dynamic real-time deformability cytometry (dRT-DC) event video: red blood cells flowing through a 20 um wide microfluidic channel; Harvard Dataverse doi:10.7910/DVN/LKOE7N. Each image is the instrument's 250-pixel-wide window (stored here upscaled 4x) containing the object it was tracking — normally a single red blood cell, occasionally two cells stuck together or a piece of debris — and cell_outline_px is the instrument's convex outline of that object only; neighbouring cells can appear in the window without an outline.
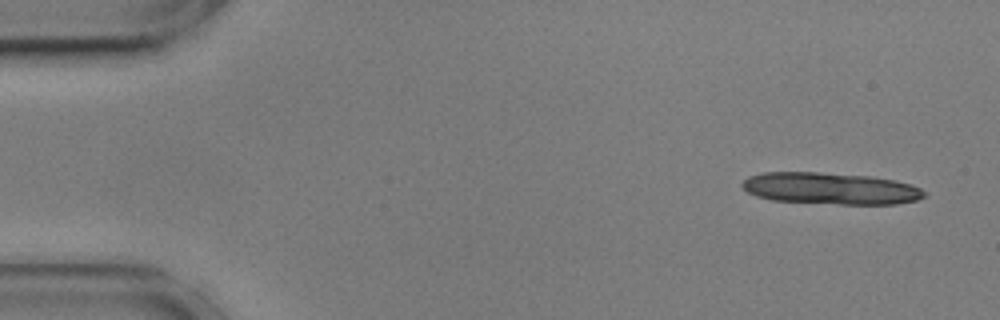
{"species": "common noctule bat (a hibernating species)", "species_latin": "Nyctalus noctula", "temperature_condition": "cold", "stored_images_in_passage": 7, "camera_frame_rate_fps": 3000, "um_per_image_px": 0.085, "animal": {"sex": "male", "body_mass_g": 17.9, "forearm_length_mm": 54.2}, "frame": {"image": 1, "passage_image": 1, "time_ms": 0.0, "image_size_px": [1000, 320], "cell_outline_px": [[924, 196], [916, 200], [896, 204], [840, 204], [772, 200], [756, 196], [748, 192], [740, 184], [748, 176], [764, 172], [816, 172], [872, 176], [896, 180], [912, 184], [920, 188], [924, 192]], "centroid_in_image_um": [70.59, 16.01], "position_along_channel_um": 14.4, "area_um2": 33.7}}